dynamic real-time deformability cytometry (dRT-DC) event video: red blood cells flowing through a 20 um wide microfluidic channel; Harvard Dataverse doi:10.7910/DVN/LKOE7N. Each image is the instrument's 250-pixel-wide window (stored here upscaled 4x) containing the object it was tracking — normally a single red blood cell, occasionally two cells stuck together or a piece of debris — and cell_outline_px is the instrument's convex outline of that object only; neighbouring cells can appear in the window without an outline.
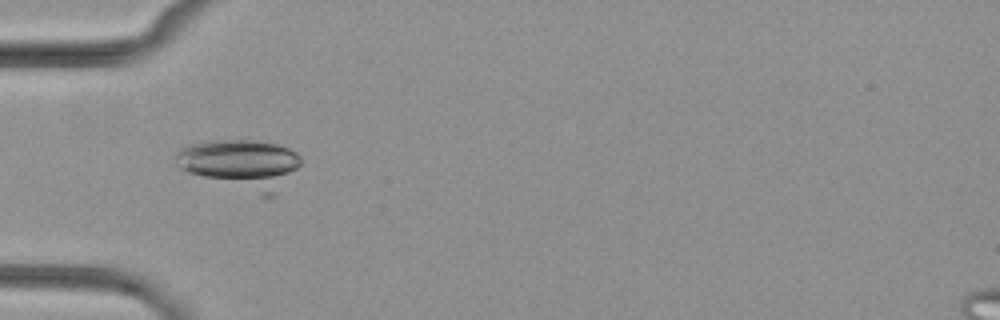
{"species": "common noctule bat (a hibernating species)", "species_latin": "Nyctalus noctula", "temperature_condition": "cold", "stored_images_in_passage": 11, "camera_frame_rate_fps": 3000, "um_per_image_px": 0.085, "animal": {"sex": "female", "body_mass_g": 29.2, "forearm_length_mm": 56.3}, "frame": {"image": 1, "passage_image": 3, "time_ms": 0.667, "image_size_px": [1000, 320], "cell_outline_px": [[304, 160], [276, 196], [260, 196], [188, 172], [180, 168], [176, 164], [176, 152], [180, 148], [188, 144], [208, 140], [252, 140], [276, 144], [288, 148], [296, 152]], "centroid_in_image_um": [20.51, 13.95], "position_along_channel_um": 64.5, "area_um2": 36.24}}
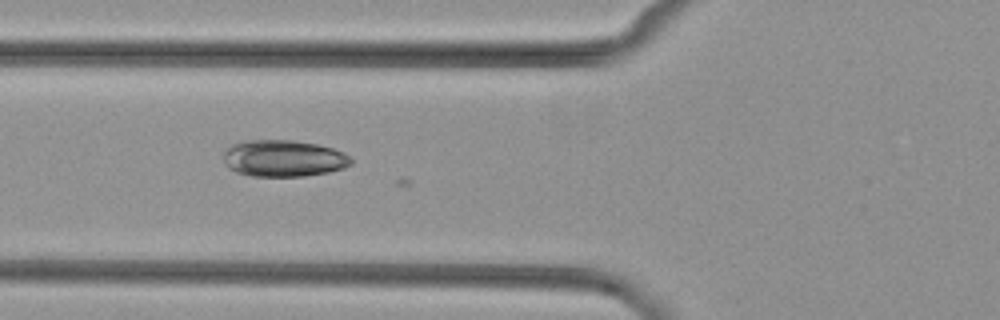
{"frame": {"image": 2, "passage_image": 6, "time_ms": 1.667, "image_size_px": [1000, 320], "cell_outline_px": [[352, 164], [344, 168], [328, 172], [304, 176], [252, 176], [236, 172], [224, 164], [224, 152], [232, 144], [244, 140], [292, 140], [316, 144], [332, 148], [344, 152], [352, 156]], "centroid_in_image_um": [24.12, 13.46], "position_along_channel_um": 101.7, "area_um2": 27.4}}
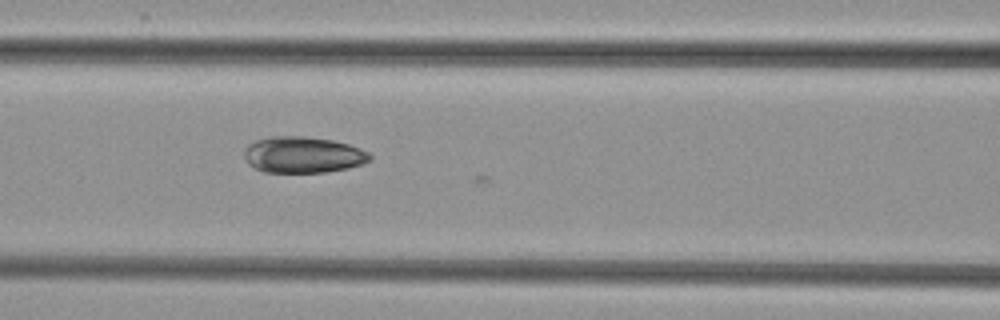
{"frame": {"image": 3, "passage_image": 9, "time_ms": 2.667, "image_size_px": [1000, 320], "cell_outline_px": [[372, 160], [364, 164], [348, 168], [324, 172], [264, 172], [248, 164], [244, 156], [244, 152], [248, 144], [256, 140], [272, 136], [304, 136], [332, 140], [348, 144], [360, 148], [368, 152], [372, 156]], "centroid_in_image_um": [25.77, 13.15], "position_along_channel_um": 140.8, "area_um2": 26.65}}